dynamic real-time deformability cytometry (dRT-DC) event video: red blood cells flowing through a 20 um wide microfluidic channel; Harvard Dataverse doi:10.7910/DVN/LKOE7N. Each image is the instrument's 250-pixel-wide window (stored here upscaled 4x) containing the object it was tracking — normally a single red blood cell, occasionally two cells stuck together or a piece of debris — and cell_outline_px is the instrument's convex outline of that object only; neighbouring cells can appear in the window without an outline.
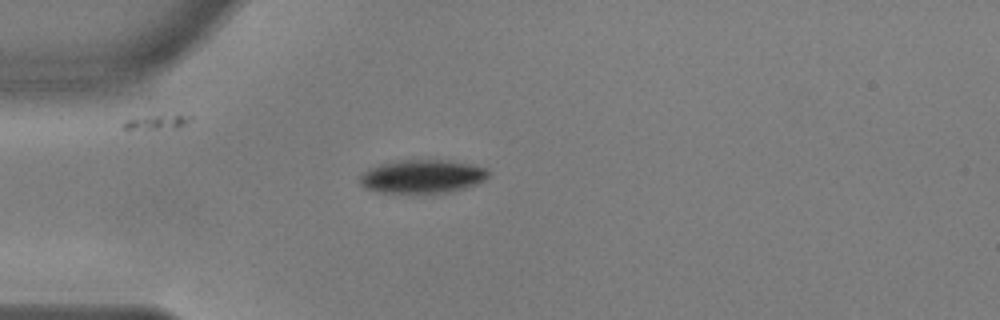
{"species": "common noctule bat (a hibernating species)", "species_latin": "Nyctalus noctula", "temperature_condition": "warm", "stored_images_in_passage": 20, "camera_frame_rate_fps": 3000, "um_per_image_px": 0.085, "animal": {"sex": "male", "body_mass_g": 17.9, "forearm_length_mm": 54.2}, "frame": {"image": 1, "passage_image": 1, "time_ms": 0.0, "image_size_px": [1000, 320], "cell_outline_px": [[488, 180], [452, 192], [376, 192], [360, 184], [360, 176], [364, 172], [380, 164], [400, 160], [448, 160], [488, 168]], "centroid_in_image_um": [35.95, 14.99], "position_along_channel_um": 49.1, "area_um2": 24.8}}
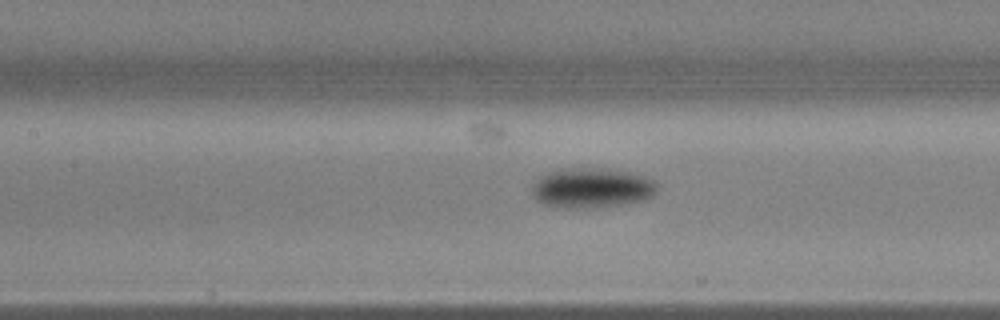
{"frame": {"image": 2, "passage_image": 11, "time_ms": 3.333, "image_size_px": [1000, 320], "cell_outline_px": [[656, 192], [652, 196], [644, 200], [628, 204], [596, 208], [560, 208], [544, 204], [536, 200], [532, 196], [532, 188], [536, 180], [540, 176], [548, 172], [560, 168], [596, 168], [628, 172], [644, 176], [652, 180], [656, 184]], "centroid_in_image_um": [50.27, 15.99], "position_along_channel_um": 157.1, "area_um2": 29.42}}
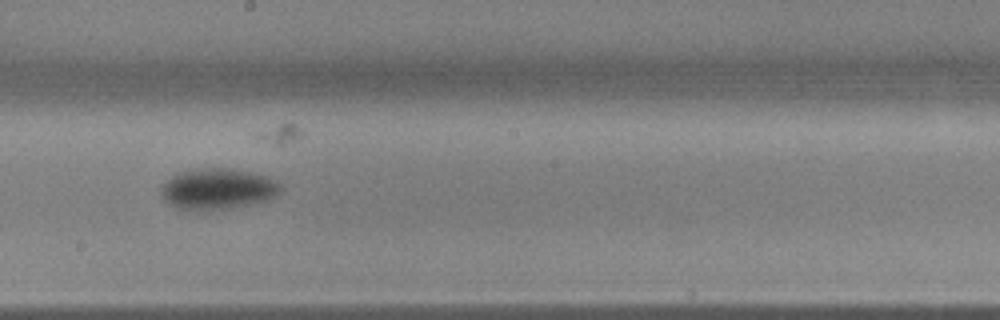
{"frame": {"image": 3, "passage_image": 17, "time_ms": 5.333, "image_size_px": [1000, 320], "cell_outline_px": [[284, 188], [276, 196], [268, 200], [248, 204], [224, 208], [176, 208], [168, 204], [164, 200], [160, 192], [160, 188], [172, 176], [180, 172], [196, 168], [232, 168], [252, 172], [268, 176], [280, 184]], "centroid_in_image_um": [18.53, 16.02], "position_along_channel_um": 229.7, "area_um2": 28.15}}